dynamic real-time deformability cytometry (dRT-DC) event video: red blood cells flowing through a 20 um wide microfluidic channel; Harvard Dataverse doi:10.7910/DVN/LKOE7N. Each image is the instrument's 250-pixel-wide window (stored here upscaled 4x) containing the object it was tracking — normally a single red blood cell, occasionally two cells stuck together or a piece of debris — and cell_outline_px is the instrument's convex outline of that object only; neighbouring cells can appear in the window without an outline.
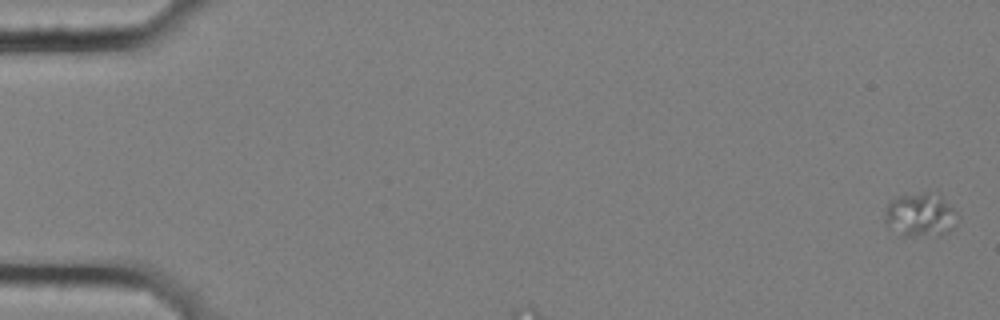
{"species": "common noctule bat (a hibernating species)", "species_latin": "Nyctalus noctula", "temperature_condition": "cold", "stored_images_in_passage": 4, "camera_frame_rate_fps": 3000, "um_per_image_px": 0.085, "animal": {"sex": "female", "body_mass_g": 25.1}, "frame": {"image": 1, "passage_image": 1, "time_ms": 0.0, "image_size_px": [1000, 320], "cell_outline_px": [[960, 216], [956, 224], [948, 232], [908, 236], [904, 236], [888, 228], [884, 220], [888, 204], [896, 196], [924, 192], [940, 196]], "centroid_in_image_um": [78.21, 18.26], "position_along_channel_um": 6.8, "area_um2": 18.15}}